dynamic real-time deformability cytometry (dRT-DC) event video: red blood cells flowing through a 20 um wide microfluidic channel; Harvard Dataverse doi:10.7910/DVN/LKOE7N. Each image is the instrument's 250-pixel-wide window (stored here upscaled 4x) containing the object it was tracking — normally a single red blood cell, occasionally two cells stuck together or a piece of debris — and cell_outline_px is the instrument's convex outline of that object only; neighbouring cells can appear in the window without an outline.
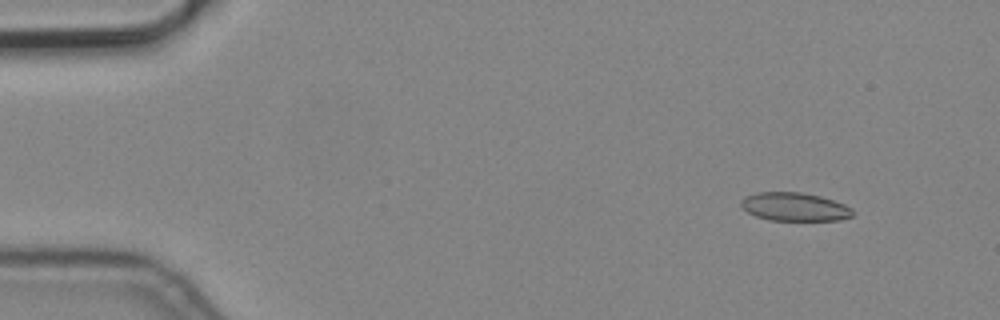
{"species": "common noctule bat (a hibernating species)", "species_latin": "Nyctalus noctula", "temperature_condition": "cold", "stored_images_in_passage": 6, "camera_frame_rate_fps": 3000, "um_per_image_px": 0.085, "animal": {"sex": "male", "body_mass_g": 19.2, "forearm_length_mm": 51.8}, "frame": {"image": 1, "passage_image": 2, "time_ms": 0.333, "image_size_px": [1000, 320], "cell_outline_px": [[852, 216], [840, 220], [768, 220], [756, 216], [748, 212], [740, 204], [740, 200], [744, 196], [756, 192], [800, 192], [820, 196], [844, 204], [852, 208]], "centroid_in_image_um": [67.51, 17.57], "position_along_channel_um": 17.5, "area_um2": 18.44}}